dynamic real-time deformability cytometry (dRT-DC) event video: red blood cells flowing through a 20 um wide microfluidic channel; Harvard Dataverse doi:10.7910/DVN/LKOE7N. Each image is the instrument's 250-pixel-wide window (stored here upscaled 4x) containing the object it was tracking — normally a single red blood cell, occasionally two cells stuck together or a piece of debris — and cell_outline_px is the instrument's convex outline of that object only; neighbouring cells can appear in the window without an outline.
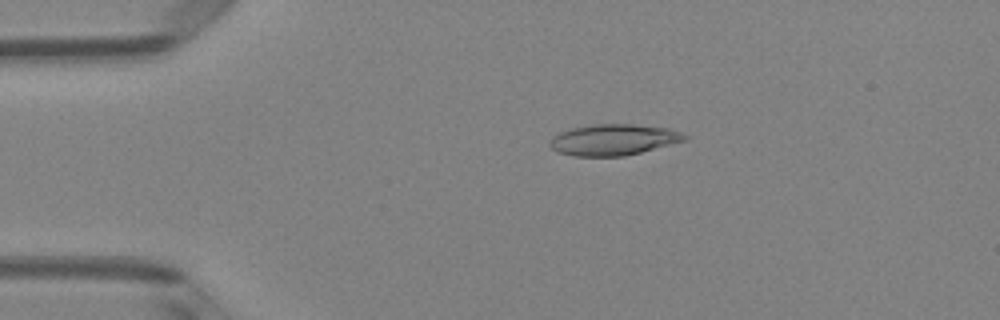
{"species": "Egyptian fruit bat (a non-hibernating species)", "species_latin": "Rousettus aegyptiacus", "temperature_condition": "room temperature", "stored_images_in_passage": 2, "camera_frame_rate_fps": 3000, "um_per_image_px": 0.085, "animal": {"sex": "female"}, "frame": {"image": 1, "passage_image": 1, "time_ms": 0.0, "image_size_px": [1000, 320], "cell_outline_px": [[688, 140], [624, 156], [572, 156], [556, 152], [548, 144], [552, 136], [560, 132], [572, 128], [596, 124], [632, 124], [668, 128], [680, 132], [688, 136]], "centroid_in_image_um": [52.13, 11.88], "position_along_channel_um": 32.9, "area_um2": 24.45}}